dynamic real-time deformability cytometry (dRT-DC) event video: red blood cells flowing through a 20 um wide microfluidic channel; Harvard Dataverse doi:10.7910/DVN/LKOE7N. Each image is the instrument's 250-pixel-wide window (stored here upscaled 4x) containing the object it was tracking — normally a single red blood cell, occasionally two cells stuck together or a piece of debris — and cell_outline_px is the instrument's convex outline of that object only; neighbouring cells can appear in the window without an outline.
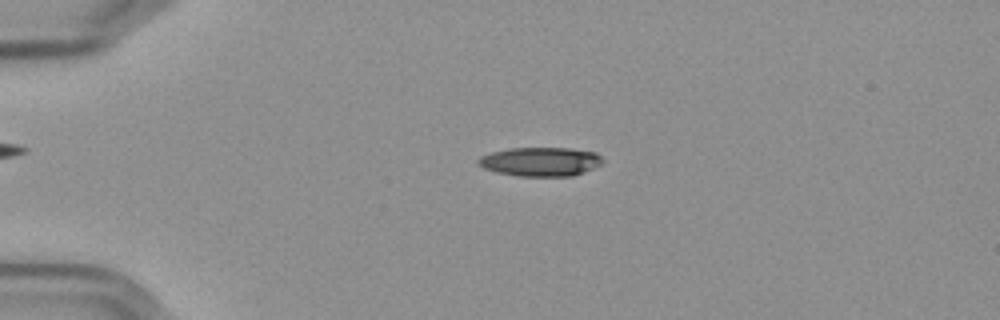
{"species": "Egyptian fruit bat (a non-hibernating species)", "species_latin": "Rousettus aegyptiacus", "temperature_condition": "cold", "stored_images_in_passage": 49, "camera_frame_rate_fps": 3000, "um_per_image_px": 0.085, "frame": {"image": 1, "passage_image": 6, "time_ms": 1.667, "image_size_px": [1000, 320], "cell_outline_px": [[604, 160], [600, 164], [584, 172], [572, 176], [516, 176], [496, 172], [484, 168], [476, 164], [476, 160], [480, 156], [492, 152], [512, 148], [572, 148], [596, 152]], "centroid_in_image_um": [45.92, 13.74], "position_along_channel_um": 39.1, "area_um2": 21.1}}
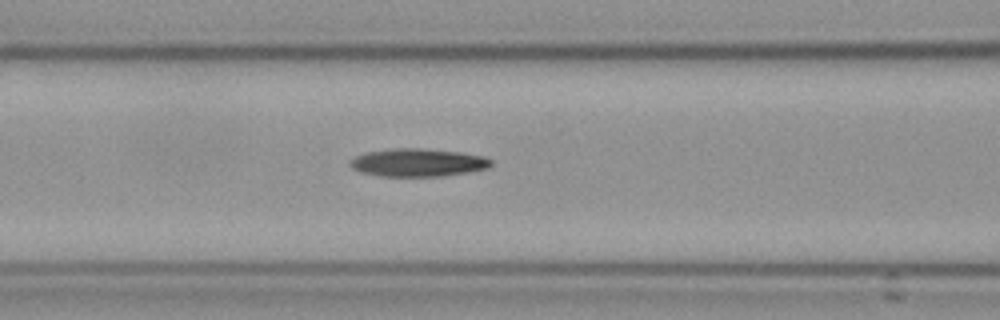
{"frame": {"image": 2, "passage_image": 17, "time_ms": 5.333, "image_size_px": [1000, 320], "cell_outline_px": [[492, 164], [488, 168], [468, 172], [444, 176], [380, 176], [360, 172], [352, 168], [348, 164], [348, 160], [364, 152], [396, 148], [424, 148], [460, 152], [484, 156], [492, 160]], "centroid_in_image_um": [35.5, 13.81], "position_along_channel_um": 131.1, "area_um2": 23.18}}
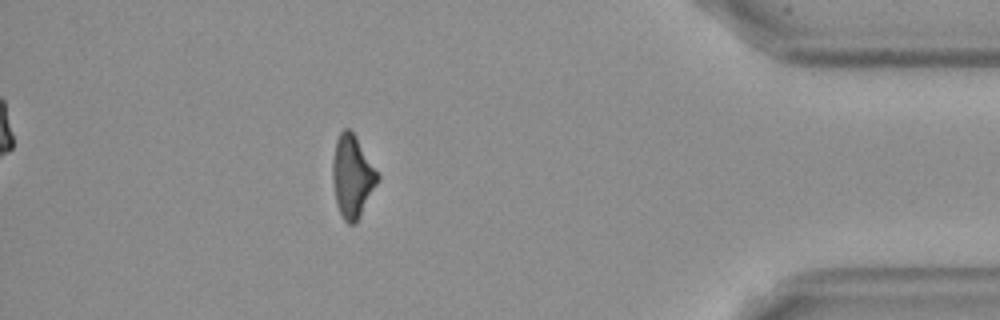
{"frame": {"image": 3, "passage_image": 43, "time_ms": 14.0, "image_size_px": [1000, 320], "cell_outline_px": [[380, 180], [360, 216], [352, 224], [348, 224], [344, 220], [336, 204], [332, 180], [332, 160], [336, 140], [340, 132], [344, 128], [348, 128], [356, 136], [380, 176]], "centroid_in_image_um": [29.94, 14.98], "position_along_channel_um": 405.3, "area_um2": 21.62}}